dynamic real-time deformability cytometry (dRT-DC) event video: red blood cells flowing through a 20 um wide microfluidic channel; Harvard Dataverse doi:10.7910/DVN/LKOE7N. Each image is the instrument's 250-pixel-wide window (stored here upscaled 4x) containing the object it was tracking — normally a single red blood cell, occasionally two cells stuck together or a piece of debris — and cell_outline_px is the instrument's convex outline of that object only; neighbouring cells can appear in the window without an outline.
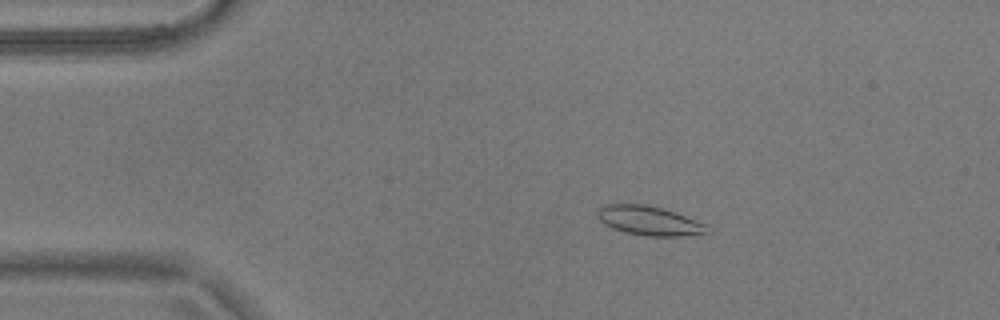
{"species": "common noctule bat (a hibernating species)", "species_latin": "Nyctalus noctula", "temperature_condition": "warm", "stored_images_in_passage": 52, "camera_frame_rate_fps": 3000, "um_per_image_px": 0.085, "animal": {"sex": "male", "body_mass_g": 17.9}, "frame": {"image": 1, "passage_image": 7, "time_ms": 2.0, "image_size_px": [1000, 320], "cell_outline_px": [[708, 236], [644, 236], [624, 232], [612, 228], [604, 224], [596, 216], [596, 212], [604, 204], [648, 204], [676, 212], [704, 224]], "centroid_in_image_um": [55.17, 18.77], "position_along_channel_um": 29.8, "area_um2": 18.96}}
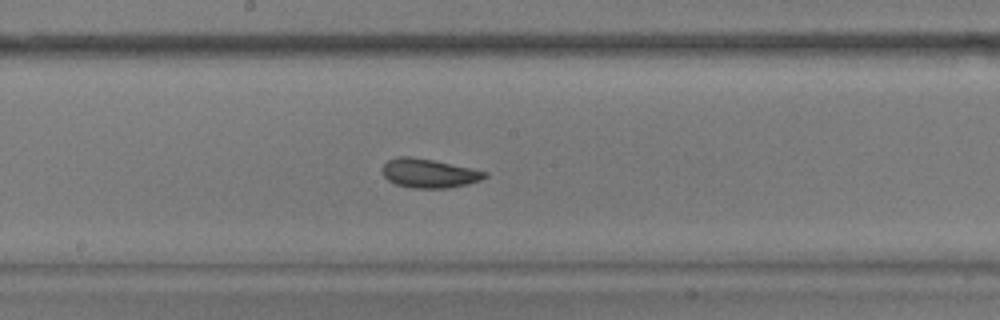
{"frame": {"image": 2, "passage_image": 26, "time_ms": 8.333, "image_size_px": [1000, 320], "cell_outline_px": [[488, 176], [480, 180], [448, 188], [412, 188], [396, 184], [388, 180], [380, 172], [384, 164], [388, 160], [400, 156], [408, 156], [432, 160], [472, 168], [488, 172]], "centroid_in_image_um": [36.44, 14.73], "position_along_channel_um": 211.8, "area_um2": 17.22}}
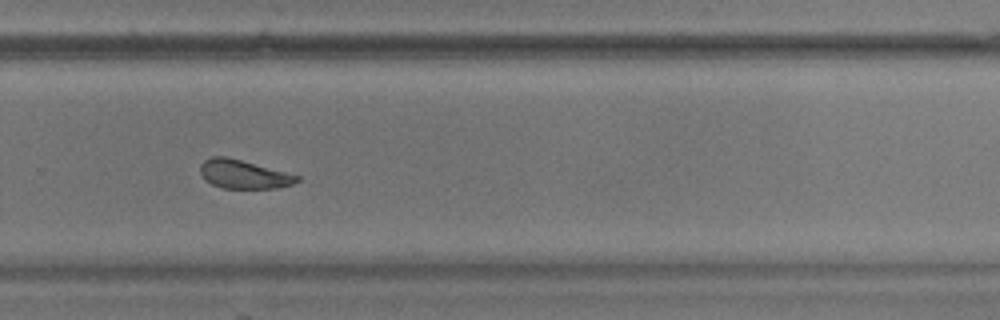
{"frame": {"image": 3, "passage_image": 34, "time_ms": 11.0, "image_size_px": [1000, 320], "cell_outline_px": [[300, 180], [292, 184], [276, 188], [224, 188], [212, 184], [200, 172], [200, 164], [204, 160], [212, 156], [228, 156], [300, 176]], "centroid_in_image_um": [20.71, 14.8], "position_along_channel_um": 309.1, "area_um2": 16.01}, "authors_computed_cell_mechanics": {"area_um2": 18.0336, "velocity_mm_per_s": 3.6638, "shape_relaxation_time_tau1_ms": 3.1331, "shape_relaxation_time_tau2_ms": 2.04, "deformation_change_tau1": 0.1175, "deformation_change_tau2": 0.0715}}